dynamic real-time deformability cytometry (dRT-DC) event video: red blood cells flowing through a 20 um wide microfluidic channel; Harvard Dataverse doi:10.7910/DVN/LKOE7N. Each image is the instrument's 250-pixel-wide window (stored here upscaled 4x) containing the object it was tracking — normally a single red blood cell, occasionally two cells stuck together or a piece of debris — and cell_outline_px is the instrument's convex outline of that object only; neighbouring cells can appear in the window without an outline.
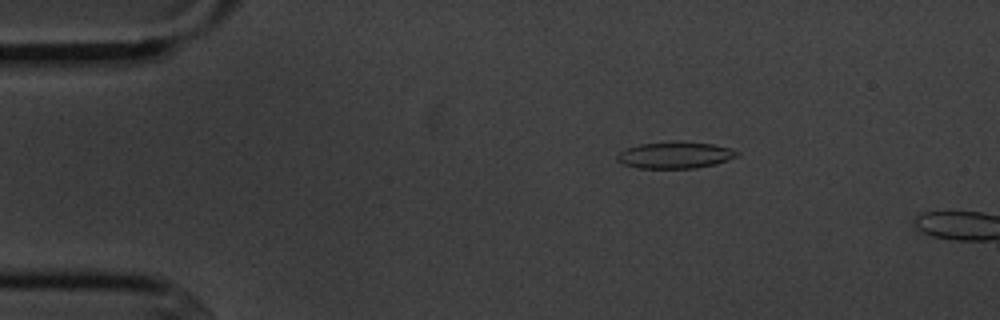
{"species": "common noctule bat (a hibernating species)", "species_latin": "Nyctalus noctula", "temperature_condition": "cold", "stored_images_in_passage": 2, "camera_frame_rate_fps": 3000, "um_per_image_px": 0.085, "animal": {"sex": "male", "body_mass_g": 20.1, "forearm_length_mm": 53.5}, "frame": {"image": 1, "passage_image": 1, "time_ms": 0.0, "image_size_px": [1000, 320], "cell_outline_px": [[740, 152], [736, 156], [728, 160], [716, 164], [696, 168], [640, 168], [624, 164], [616, 160], [616, 156], [620, 152], [628, 148], [640, 144], [712, 144], [728, 148]], "centroid_in_image_um": [57.38, 13.23], "position_along_channel_um": 27.6, "area_um2": 17.57}}